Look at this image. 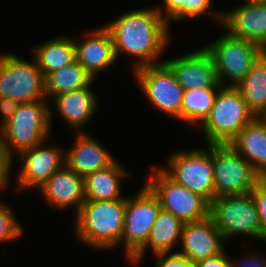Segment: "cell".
<instances>
[{
	"instance_id": "obj_20",
	"label": "cell",
	"mask_w": 266,
	"mask_h": 267,
	"mask_svg": "<svg viewBox=\"0 0 266 267\" xmlns=\"http://www.w3.org/2000/svg\"><path fill=\"white\" fill-rule=\"evenodd\" d=\"M183 226L180 219L161 208L146 243L128 261L138 264L148 248L154 255L170 253L174 245L180 242Z\"/></svg>"
},
{
	"instance_id": "obj_29",
	"label": "cell",
	"mask_w": 266,
	"mask_h": 267,
	"mask_svg": "<svg viewBox=\"0 0 266 267\" xmlns=\"http://www.w3.org/2000/svg\"><path fill=\"white\" fill-rule=\"evenodd\" d=\"M262 225L263 241L266 242V177H262L250 191Z\"/></svg>"
},
{
	"instance_id": "obj_37",
	"label": "cell",
	"mask_w": 266,
	"mask_h": 267,
	"mask_svg": "<svg viewBox=\"0 0 266 267\" xmlns=\"http://www.w3.org/2000/svg\"><path fill=\"white\" fill-rule=\"evenodd\" d=\"M0 161H13V159L7 153L1 128H0Z\"/></svg>"
},
{
	"instance_id": "obj_36",
	"label": "cell",
	"mask_w": 266,
	"mask_h": 267,
	"mask_svg": "<svg viewBox=\"0 0 266 267\" xmlns=\"http://www.w3.org/2000/svg\"><path fill=\"white\" fill-rule=\"evenodd\" d=\"M12 161H0V191L2 189H7V185H9V180L11 176L10 175V170H11V165Z\"/></svg>"
},
{
	"instance_id": "obj_15",
	"label": "cell",
	"mask_w": 266,
	"mask_h": 267,
	"mask_svg": "<svg viewBox=\"0 0 266 267\" xmlns=\"http://www.w3.org/2000/svg\"><path fill=\"white\" fill-rule=\"evenodd\" d=\"M164 63L174 73L184 90L200 88H222L210 53L205 48L179 56Z\"/></svg>"
},
{
	"instance_id": "obj_23",
	"label": "cell",
	"mask_w": 266,
	"mask_h": 267,
	"mask_svg": "<svg viewBox=\"0 0 266 267\" xmlns=\"http://www.w3.org/2000/svg\"><path fill=\"white\" fill-rule=\"evenodd\" d=\"M126 175V169L116 160L107 168L87 175L84 178L86 200L101 201L123 198L120 178Z\"/></svg>"
},
{
	"instance_id": "obj_32",
	"label": "cell",
	"mask_w": 266,
	"mask_h": 267,
	"mask_svg": "<svg viewBox=\"0 0 266 267\" xmlns=\"http://www.w3.org/2000/svg\"><path fill=\"white\" fill-rule=\"evenodd\" d=\"M156 267H196V264L177 253L156 254Z\"/></svg>"
},
{
	"instance_id": "obj_3",
	"label": "cell",
	"mask_w": 266,
	"mask_h": 267,
	"mask_svg": "<svg viewBox=\"0 0 266 267\" xmlns=\"http://www.w3.org/2000/svg\"><path fill=\"white\" fill-rule=\"evenodd\" d=\"M47 101L20 103L11 119L1 127L7 153L12 159L13 152L18 155L50 137L52 110Z\"/></svg>"
},
{
	"instance_id": "obj_39",
	"label": "cell",
	"mask_w": 266,
	"mask_h": 267,
	"mask_svg": "<svg viewBox=\"0 0 266 267\" xmlns=\"http://www.w3.org/2000/svg\"><path fill=\"white\" fill-rule=\"evenodd\" d=\"M254 1H256L258 3L266 4V0H254Z\"/></svg>"
},
{
	"instance_id": "obj_22",
	"label": "cell",
	"mask_w": 266,
	"mask_h": 267,
	"mask_svg": "<svg viewBox=\"0 0 266 267\" xmlns=\"http://www.w3.org/2000/svg\"><path fill=\"white\" fill-rule=\"evenodd\" d=\"M261 177H266V122L256 117L229 144Z\"/></svg>"
},
{
	"instance_id": "obj_2",
	"label": "cell",
	"mask_w": 266,
	"mask_h": 267,
	"mask_svg": "<svg viewBox=\"0 0 266 267\" xmlns=\"http://www.w3.org/2000/svg\"><path fill=\"white\" fill-rule=\"evenodd\" d=\"M127 197L115 200H86L75 214V234L84 245L98 249L121 243Z\"/></svg>"
},
{
	"instance_id": "obj_31",
	"label": "cell",
	"mask_w": 266,
	"mask_h": 267,
	"mask_svg": "<svg viewBox=\"0 0 266 267\" xmlns=\"http://www.w3.org/2000/svg\"><path fill=\"white\" fill-rule=\"evenodd\" d=\"M211 0H186L184 2V19L195 18L209 11L212 15Z\"/></svg>"
},
{
	"instance_id": "obj_8",
	"label": "cell",
	"mask_w": 266,
	"mask_h": 267,
	"mask_svg": "<svg viewBox=\"0 0 266 267\" xmlns=\"http://www.w3.org/2000/svg\"><path fill=\"white\" fill-rule=\"evenodd\" d=\"M214 198L250 192L262 178L229 144H212Z\"/></svg>"
},
{
	"instance_id": "obj_14",
	"label": "cell",
	"mask_w": 266,
	"mask_h": 267,
	"mask_svg": "<svg viewBox=\"0 0 266 267\" xmlns=\"http://www.w3.org/2000/svg\"><path fill=\"white\" fill-rule=\"evenodd\" d=\"M45 142L18 154L23 160L17 175L18 191L31 187L39 189L54 172L65 165V151L58 146H44Z\"/></svg>"
},
{
	"instance_id": "obj_24",
	"label": "cell",
	"mask_w": 266,
	"mask_h": 267,
	"mask_svg": "<svg viewBox=\"0 0 266 267\" xmlns=\"http://www.w3.org/2000/svg\"><path fill=\"white\" fill-rule=\"evenodd\" d=\"M32 52L35 55V62L45 77L76 59L74 39L67 36L51 39L35 46Z\"/></svg>"
},
{
	"instance_id": "obj_12",
	"label": "cell",
	"mask_w": 266,
	"mask_h": 267,
	"mask_svg": "<svg viewBox=\"0 0 266 267\" xmlns=\"http://www.w3.org/2000/svg\"><path fill=\"white\" fill-rule=\"evenodd\" d=\"M136 80L152 106L168 116L181 120L184 89L174 73L163 62L134 70Z\"/></svg>"
},
{
	"instance_id": "obj_4",
	"label": "cell",
	"mask_w": 266,
	"mask_h": 267,
	"mask_svg": "<svg viewBox=\"0 0 266 267\" xmlns=\"http://www.w3.org/2000/svg\"><path fill=\"white\" fill-rule=\"evenodd\" d=\"M255 118L241 92L234 86H223L200 127L208 144H230Z\"/></svg>"
},
{
	"instance_id": "obj_16",
	"label": "cell",
	"mask_w": 266,
	"mask_h": 267,
	"mask_svg": "<svg viewBox=\"0 0 266 267\" xmlns=\"http://www.w3.org/2000/svg\"><path fill=\"white\" fill-rule=\"evenodd\" d=\"M180 242L182 251L174 253L194 263L225 250L224 238L210 216L198 222L184 223Z\"/></svg>"
},
{
	"instance_id": "obj_11",
	"label": "cell",
	"mask_w": 266,
	"mask_h": 267,
	"mask_svg": "<svg viewBox=\"0 0 266 267\" xmlns=\"http://www.w3.org/2000/svg\"><path fill=\"white\" fill-rule=\"evenodd\" d=\"M160 210L158 197L147 185L133 197H127L121 237L127 260L146 243Z\"/></svg>"
},
{
	"instance_id": "obj_13",
	"label": "cell",
	"mask_w": 266,
	"mask_h": 267,
	"mask_svg": "<svg viewBox=\"0 0 266 267\" xmlns=\"http://www.w3.org/2000/svg\"><path fill=\"white\" fill-rule=\"evenodd\" d=\"M231 11H214V20L222 23L226 32L233 37L249 40L266 51V4L254 0ZM220 20V21H219Z\"/></svg>"
},
{
	"instance_id": "obj_35",
	"label": "cell",
	"mask_w": 266,
	"mask_h": 267,
	"mask_svg": "<svg viewBox=\"0 0 266 267\" xmlns=\"http://www.w3.org/2000/svg\"><path fill=\"white\" fill-rule=\"evenodd\" d=\"M19 104V102L9 98H0V112L4 117L1 118L3 120L0 122V128L11 119L13 114L17 111Z\"/></svg>"
},
{
	"instance_id": "obj_33",
	"label": "cell",
	"mask_w": 266,
	"mask_h": 267,
	"mask_svg": "<svg viewBox=\"0 0 266 267\" xmlns=\"http://www.w3.org/2000/svg\"><path fill=\"white\" fill-rule=\"evenodd\" d=\"M223 250L220 254L196 262V267H231V260Z\"/></svg>"
},
{
	"instance_id": "obj_7",
	"label": "cell",
	"mask_w": 266,
	"mask_h": 267,
	"mask_svg": "<svg viewBox=\"0 0 266 267\" xmlns=\"http://www.w3.org/2000/svg\"><path fill=\"white\" fill-rule=\"evenodd\" d=\"M215 64L222 86H236L264 52L257 44L225 33L204 47ZM230 84H227V80ZM226 82V84H225Z\"/></svg>"
},
{
	"instance_id": "obj_21",
	"label": "cell",
	"mask_w": 266,
	"mask_h": 267,
	"mask_svg": "<svg viewBox=\"0 0 266 267\" xmlns=\"http://www.w3.org/2000/svg\"><path fill=\"white\" fill-rule=\"evenodd\" d=\"M91 85L90 83L86 87L62 93L52 99L59 116L71 127L79 129L95 115L98 102L96 95L90 89Z\"/></svg>"
},
{
	"instance_id": "obj_5",
	"label": "cell",
	"mask_w": 266,
	"mask_h": 267,
	"mask_svg": "<svg viewBox=\"0 0 266 267\" xmlns=\"http://www.w3.org/2000/svg\"><path fill=\"white\" fill-rule=\"evenodd\" d=\"M210 217L225 241L242 234L263 241L262 225L250 192L214 198L210 203Z\"/></svg>"
},
{
	"instance_id": "obj_28",
	"label": "cell",
	"mask_w": 266,
	"mask_h": 267,
	"mask_svg": "<svg viewBox=\"0 0 266 267\" xmlns=\"http://www.w3.org/2000/svg\"><path fill=\"white\" fill-rule=\"evenodd\" d=\"M2 202L0 203V243L19 238L23 228L14 218V212Z\"/></svg>"
},
{
	"instance_id": "obj_6",
	"label": "cell",
	"mask_w": 266,
	"mask_h": 267,
	"mask_svg": "<svg viewBox=\"0 0 266 267\" xmlns=\"http://www.w3.org/2000/svg\"><path fill=\"white\" fill-rule=\"evenodd\" d=\"M33 61L13 53L0 54V98L19 103L46 100L45 76Z\"/></svg>"
},
{
	"instance_id": "obj_10",
	"label": "cell",
	"mask_w": 266,
	"mask_h": 267,
	"mask_svg": "<svg viewBox=\"0 0 266 267\" xmlns=\"http://www.w3.org/2000/svg\"><path fill=\"white\" fill-rule=\"evenodd\" d=\"M152 170L154 175L146 185L158 197L162 209L183 223L198 222L210 216V203L205 198L174 182L160 167L153 166Z\"/></svg>"
},
{
	"instance_id": "obj_17",
	"label": "cell",
	"mask_w": 266,
	"mask_h": 267,
	"mask_svg": "<svg viewBox=\"0 0 266 267\" xmlns=\"http://www.w3.org/2000/svg\"><path fill=\"white\" fill-rule=\"evenodd\" d=\"M74 39L75 58L94 78L99 72L109 69L116 61L113 40L105 26L87 33L84 40Z\"/></svg>"
},
{
	"instance_id": "obj_27",
	"label": "cell",
	"mask_w": 266,
	"mask_h": 267,
	"mask_svg": "<svg viewBox=\"0 0 266 267\" xmlns=\"http://www.w3.org/2000/svg\"><path fill=\"white\" fill-rule=\"evenodd\" d=\"M221 88H200L184 90L181 106V120L200 126L210 115L215 98Z\"/></svg>"
},
{
	"instance_id": "obj_25",
	"label": "cell",
	"mask_w": 266,
	"mask_h": 267,
	"mask_svg": "<svg viewBox=\"0 0 266 267\" xmlns=\"http://www.w3.org/2000/svg\"><path fill=\"white\" fill-rule=\"evenodd\" d=\"M235 87L241 92L250 111L259 117L266 109V51Z\"/></svg>"
},
{
	"instance_id": "obj_26",
	"label": "cell",
	"mask_w": 266,
	"mask_h": 267,
	"mask_svg": "<svg viewBox=\"0 0 266 267\" xmlns=\"http://www.w3.org/2000/svg\"><path fill=\"white\" fill-rule=\"evenodd\" d=\"M93 81L94 78L75 59L72 63L49 73L45 77L47 100L48 96L53 99L62 93L86 87Z\"/></svg>"
},
{
	"instance_id": "obj_19",
	"label": "cell",
	"mask_w": 266,
	"mask_h": 267,
	"mask_svg": "<svg viewBox=\"0 0 266 267\" xmlns=\"http://www.w3.org/2000/svg\"><path fill=\"white\" fill-rule=\"evenodd\" d=\"M115 160L102 144L81 131L77 133L74 145L65 152V165L84 178L107 168Z\"/></svg>"
},
{
	"instance_id": "obj_18",
	"label": "cell",
	"mask_w": 266,
	"mask_h": 267,
	"mask_svg": "<svg viewBox=\"0 0 266 267\" xmlns=\"http://www.w3.org/2000/svg\"><path fill=\"white\" fill-rule=\"evenodd\" d=\"M38 191L52 207L63 210L75 206V214L86 201L84 177L66 165L54 172Z\"/></svg>"
},
{
	"instance_id": "obj_34",
	"label": "cell",
	"mask_w": 266,
	"mask_h": 267,
	"mask_svg": "<svg viewBox=\"0 0 266 267\" xmlns=\"http://www.w3.org/2000/svg\"><path fill=\"white\" fill-rule=\"evenodd\" d=\"M243 258V259H242ZM240 260H231V267H266V258L260 255L248 254Z\"/></svg>"
},
{
	"instance_id": "obj_9",
	"label": "cell",
	"mask_w": 266,
	"mask_h": 267,
	"mask_svg": "<svg viewBox=\"0 0 266 267\" xmlns=\"http://www.w3.org/2000/svg\"><path fill=\"white\" fill-rule=\"evenodd\" d=\"M206 149L173 153L168 166L160 169L177 184L190 189L205 198L214 200V178L212 163V144Z\"/></svg>"
},
{
	"instance_id": "obj_1",
	"label": "cell",
	"mask_w": 266,
	"mask_h": 267,
	"mask_svg": "<svg viewBox=\"0 0 266 267\" xmlns=\"http://www.w3.org/2000/svg\"><path fill=\"white\" fill-rule=\"evenodd\" d=\"M104 26L112 36L116 59L122 52L138 59L133 70L164 62L159 57L170 42V32L155 6L128 11Z\"/></svg>"
},
{
	"instance_id": "obj_30",
	"label": "cell",
	"mask_w": 266,
	"mask_h": 267,
	"mask_svg": "<svg viewBox=\"0 0 266 267\" xmlns=\"http://www.w3.org/2000/svg\"><path fill=\"white\" fill-rule=\"evenodd\" d=\"M184 2H186V0H163L162 3L165 7L160 8V6H158L156 9L169 24L170 19L175 21L184 19Z\"/></svg>"
},
{
	"instance_id": "obj_38",
	"label": "cell",
	"mask_w": 266,
	"mask_h": 267,
	"mask_svg": "<svg viewBox=\"0 0 266 267\" xmlns=\"http://www.w3.org/2000/svg\"><path fill=\"white\" fill-rule=\"evenodd\" d=\"M258 118L260 120L266 122V109L264 110V112Z\"/></svg>"
}]
</instances>
